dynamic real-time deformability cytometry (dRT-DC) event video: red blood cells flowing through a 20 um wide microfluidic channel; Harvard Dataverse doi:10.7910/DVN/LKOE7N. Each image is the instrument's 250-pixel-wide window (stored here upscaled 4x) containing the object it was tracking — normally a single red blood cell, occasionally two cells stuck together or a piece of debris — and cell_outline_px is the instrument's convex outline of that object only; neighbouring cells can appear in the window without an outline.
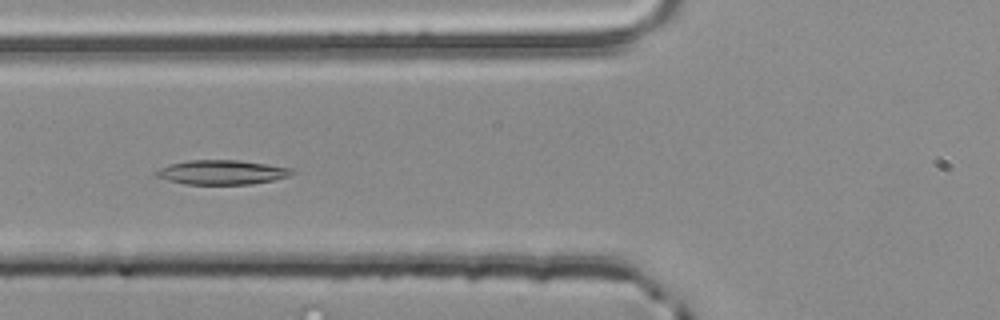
{"species": "common noctule bat (a hibernating species)", "species_latin": "Nyctalus noctula", "temperature_condition": "room temperature", "stored_images_in_passage": 32, "camera_frame_rate_fps": 3000, "um_per_image_px": 0.085, "animal": {"sex": "male", "body_mass_g": 20.4}, "frame": {"image": 1, "passage_image": 6, "time_ms": 1.667, "image_size_px": [1000, 320], "cell_outline_px": [[296, 172], [288, 176], [272, 180], [252, 184], [188, 184], [168, 180], [156, 176], [152, 172], [168, 164], [188, 160], [240, 160], [292, 168]], "centroid_in_image_um": [18.84, 14.63], "position_along_channel_um": 107.0, "area_um2": 19.31}}
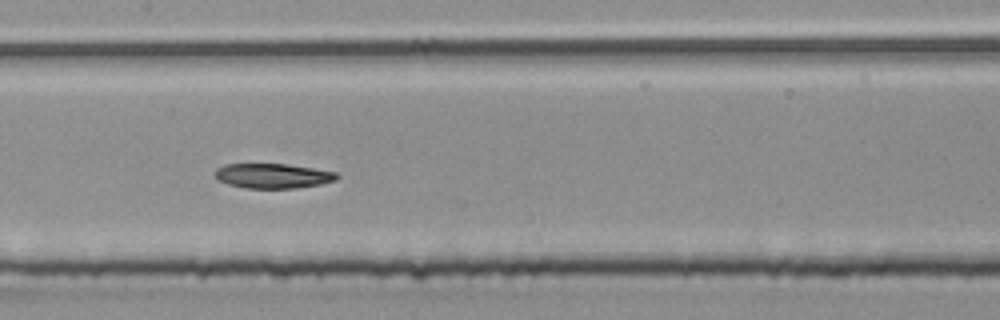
{"frame": {"image": 2, "passage_image": 12, "time_ms": 3.667, "image_size_px": [1000, 320], "cell_outline_px": [[340, 176], [336, 180], [320, 184], [296, 188], [248, 188], [228, 184], [216, 180], [212, 172], [216, 168], [224, 164], [288, 164], [336, 172]], "centroid_in_image_um": [23.14, 14.94], "position_along_channel_um": 184.3, "area_um2": 17.74}}
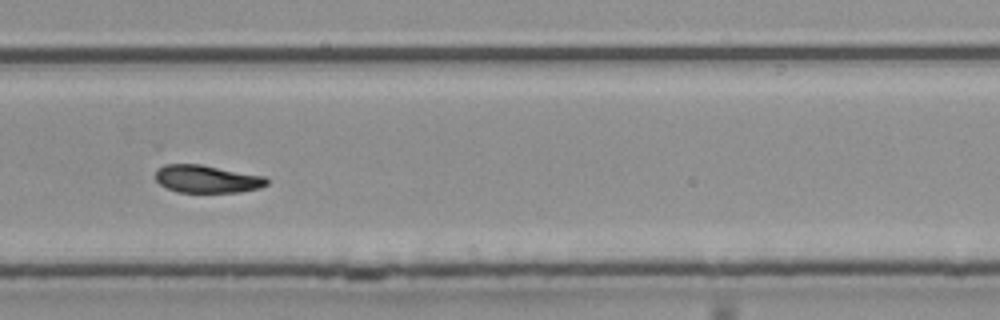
{"frame": {"image": 3, "passage_image": 22, "time_ms": 7.0, "image_size_px": [1000, 320], "cell_outline_px": [[268, 184], [260, 188], [240, 192], [176, 192], [160, 184], [156, 180], [156, 172], [164, 164], [200, 164], [264, 176], [268, 180]], "centroid_in_image_um": [17.6, 15.22], "position_along_channel_um": 312.2, "area_um2": 17.86}}